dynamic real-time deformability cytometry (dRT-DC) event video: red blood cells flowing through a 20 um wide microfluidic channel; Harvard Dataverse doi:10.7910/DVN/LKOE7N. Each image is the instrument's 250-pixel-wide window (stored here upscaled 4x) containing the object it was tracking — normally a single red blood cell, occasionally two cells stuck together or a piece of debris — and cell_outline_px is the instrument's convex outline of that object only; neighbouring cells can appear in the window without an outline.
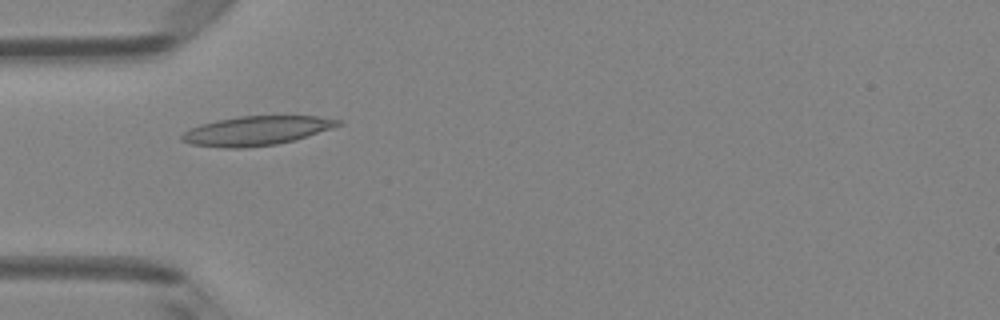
{"species": "Egyptian fruit bat (a non-hibernating species)", "species_latin": "Rousettus aegyptiacus", "temperature_condition": "room temperature", "stored_images_in_passage": 3, "camera_frame_rate_fps": 3000, "um_per_image_px": 0.085, "animal": {"sex": "female"}, "frame": {"image": 1, "passage_image": 1, "time_ms": 0.0, "image_size_px": [1000, 320], "cell_outline_px": [[344, 124], [332, 128], [292, 140], [276, 144], [240, 148], [224, 148], [192, 144], [180, 140], [180, 136], [184, 132], [200, 124], [216, 120], [240, 116], [316, 116], [344, 120]], "centroid_in_image_um": [21.8, 11.1], "position_along_channel_um": 63.2, "area_um2": 26.41}}
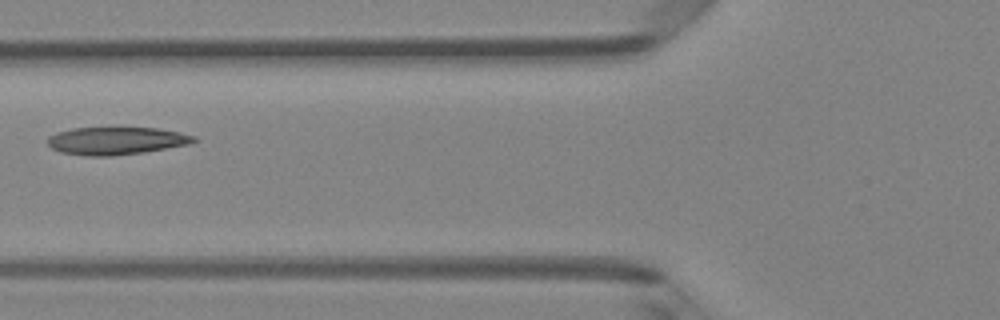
{"frame": {"image": 2, "passage_image": 2, "time_ms": 0.333, "image_size_px": [1000, 320], "cell_outline_px": [[196, 140], [188, 144], [144, 152], [112, 156], [88, 156], [60, 152], [52, 148], [48, 144], [48, 136], [56, 132], [72, 128], [156, 128], [180, 132], [196, 136]], "centroid_in_image_um": [9.85, 11.97], "position_along_channel_um": 115.9, "area_um2": 23.47}}
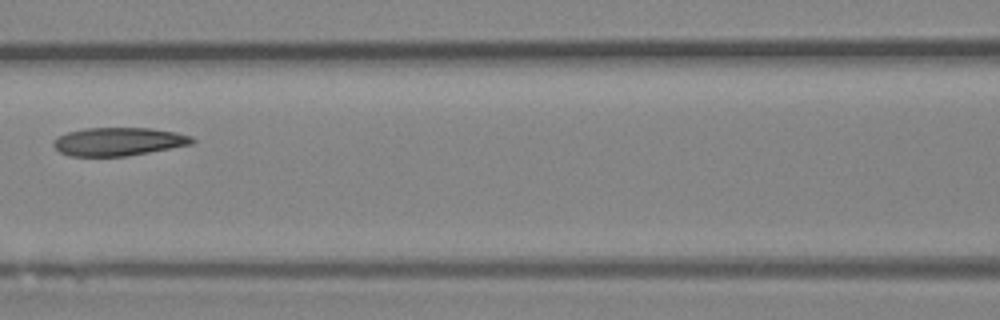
{"frame": {"image": 3, "passage_image": 3, "time_ms": 0.667, "image_size_px": [1000, 320], "cell_outline_px": [[196, 140], [192, 144], [148, 152], [124, 156], [72, 156], [60, 152], [52, 144], [52, 140], [56, 136], [68, 132], [84, 128], [152, 128], [176, 132], [192, 136]], "centroid_in_image_um": [10.05, 12.02], "position_along_channel_um": 156.5, "area_um2": 22.83}}